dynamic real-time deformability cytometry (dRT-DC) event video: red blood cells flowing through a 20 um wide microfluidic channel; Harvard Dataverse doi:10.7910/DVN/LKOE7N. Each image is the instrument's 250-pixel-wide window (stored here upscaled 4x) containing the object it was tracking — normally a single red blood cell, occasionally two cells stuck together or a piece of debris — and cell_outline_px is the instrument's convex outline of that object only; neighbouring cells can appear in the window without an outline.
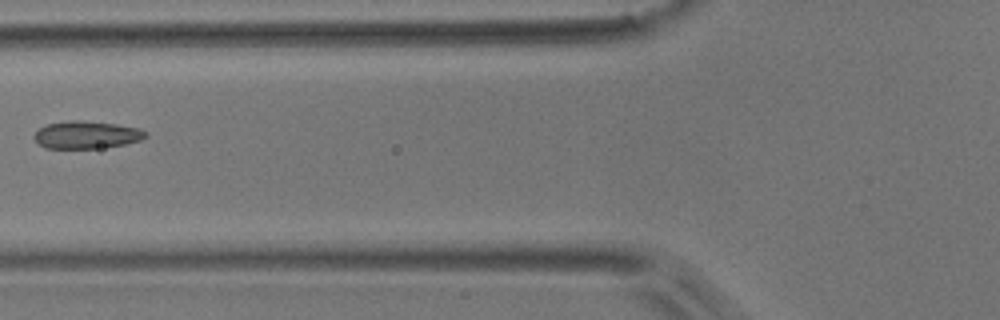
{"species": "common noctule bat (a hibernating species)", "species_latin": "Nyctalus noctula", "temperature_condition": "room temperature", "stored_images_in_passage": 7, "camera_frame_rate_fps": 3000, "um_per_image_px": 0.085, "animal": {"sex": "male", "body_mass_g": 17.9}, "frame": {"image": 1, "passage_image": 7, "time_ms": 6.667, "image_size_px": [1000, 320], "cell_outline_px": [[148, 136], [140, 140], [124, 144], [100, 148], [44, 148], [32, 136], [36, 128], [48, 124], [72, 120], [76, 120], [116, 124], [140, 128], [148, 132]], "centroid_in_image_um": [7.34, 11.46], "position_along_channel_um": 118.5, "area_um2": 17.92}}